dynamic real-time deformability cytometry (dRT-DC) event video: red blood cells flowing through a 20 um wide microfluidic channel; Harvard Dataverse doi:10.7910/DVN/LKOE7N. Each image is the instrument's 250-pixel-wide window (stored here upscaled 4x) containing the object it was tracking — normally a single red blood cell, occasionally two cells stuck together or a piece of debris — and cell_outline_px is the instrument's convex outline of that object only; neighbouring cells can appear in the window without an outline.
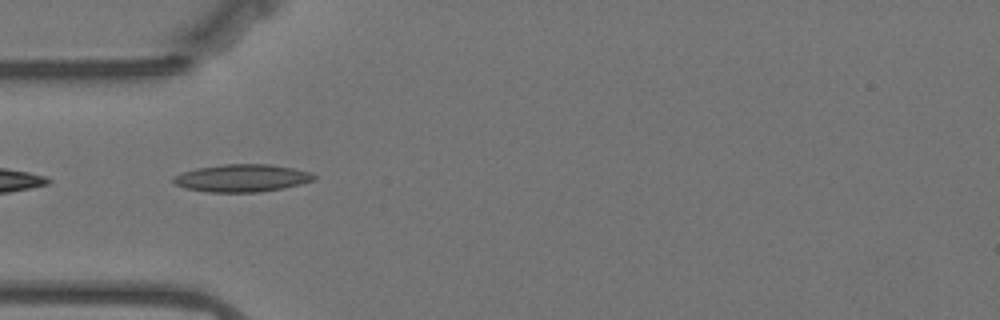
{"species": "Egyptian fruit bat (a non-hibernating species)", "species_latin": "Rousettus aegyptiacus", "temperature_condition": "warm", "stored_images_in_passage": 37, "camera_frame_rate_fps": 3000, "um_per_image_px": 0.085, "animal": {"sex": "female"}, "frame": {"image": 1, "passage_image": 1, "time_ms": 0.0, "image_size_px": [1000, 320], "cell_outline_px": [[316, 176], [312, 180], [300, 184], [260, 192], [208, 192], [184, 188], [176, 184], [172, 180], [172, 176], [196, 168], [224, 164], [268, 164], [292, 168], [312, 172]], "centroid_in_image_um": [20.53, 15.13], "position_along_channel_um": 64.5, "area_um2": 22.43}}
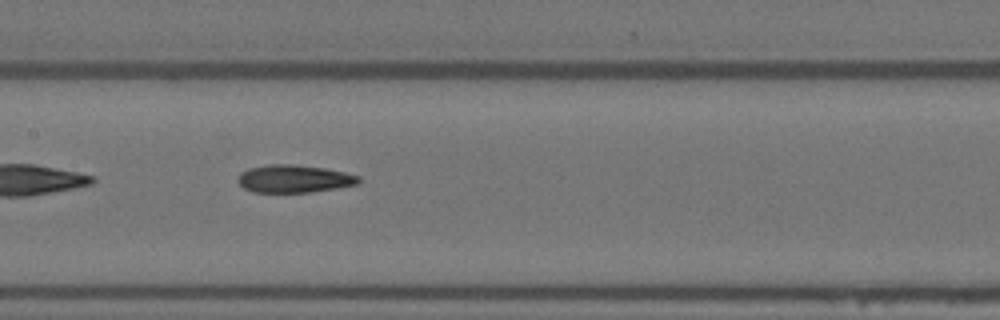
{"frame": {"image": 2, "passage_image": 11, "time_ms": 3.333, "image_size_px": [1000, 320], "cell_outline_px": [[360, 180], [356, 184], [336, 188], [308, 192], [252, 192], [244, 188], [236, 180], [240, 172], [248, 168], [268, 164], [292, 164], [324, 168], [344, 172], [360, 176]], "centroid_in_image_um": [24.94, 15.19], "position_along_channel_um": 182.5, "area_um2": 19.48}}
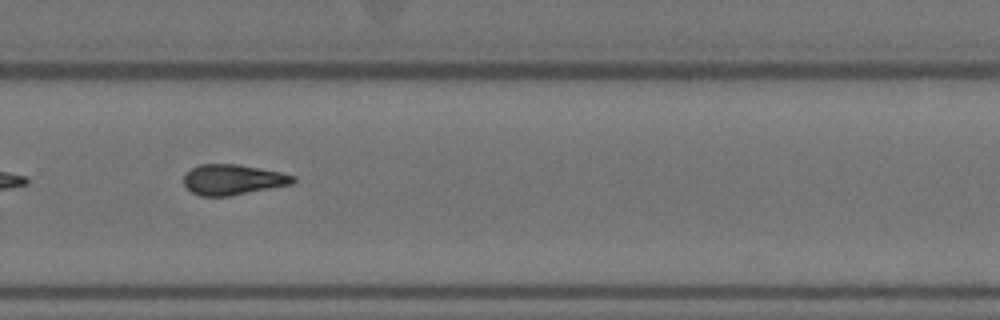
{"frame": {"image": 3, "passage_image": 22, "time_ms": 7.0, "image_size_px": [1000, 320], "cell_outline_px": [[296, 180], [292, 184], [232, 196], [200, 196], [192, 192], [184, 184], [184, 176], [192, 168], [200, 164], [236, 164], [260, 168], [280, 172], [296, 176]], "centroid_in_image_um": [19.82, 15.27], "position_along_channel_um": 310.0, "area_um2": 19.36}, "authors_computed_cell_mechanics": {"area_um2": 19.363, "velocity_mm_per_s": 3.5059, "shape_relaxation_time_tau1_ms": 9.0118, "shape_relaxation_time_tau2_ms": 6.9533, "deformation_change_tau1": 0.23, "deformation_change_tau2": 0.177}}